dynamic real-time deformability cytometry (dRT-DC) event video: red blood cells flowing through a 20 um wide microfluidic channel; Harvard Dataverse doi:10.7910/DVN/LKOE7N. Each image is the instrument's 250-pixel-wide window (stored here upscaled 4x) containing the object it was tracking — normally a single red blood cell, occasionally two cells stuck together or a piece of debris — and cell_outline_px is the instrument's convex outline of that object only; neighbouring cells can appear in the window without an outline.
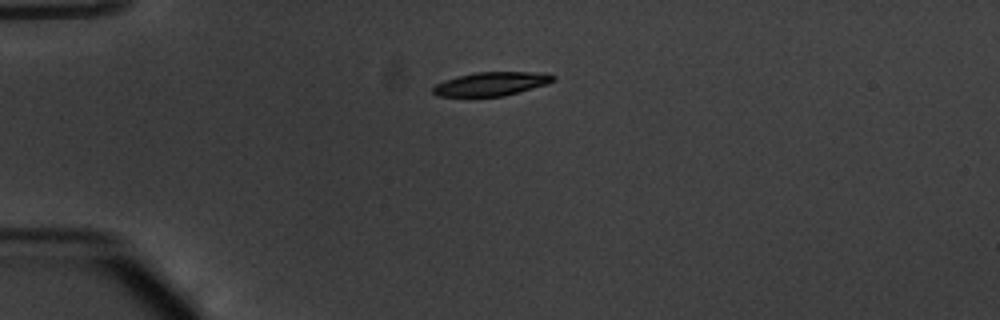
{"species": "common noctule bat (a hibernating species)", "species_latin": "Nyctalus noctula", "temperature_condition": "warm", "stored_images_in_passage": 41, "camera_frame_rate_fps": 3000, "um_per_image_px": 0.085, "animal": {"sex": "male", "body_mass_g": 20.1, "forearm_length_mm": 53.5}, "frame": {"image": 1, "passage_image": 1, "time_ms": 0.0, "image_size_px": [1000, 320], "cell_outline_px": [[556, 80], [548, 84], [504, 96], [436, 96], [432, 92], [432, 88], [436, 84], [444, 80], [456, 76], [476, 72], [540, 72], [556, 76]], "centroid_in_image_um": [41.77, 7.12], "position_along_channel_um": 43.2, "area_um2": 16.7}}
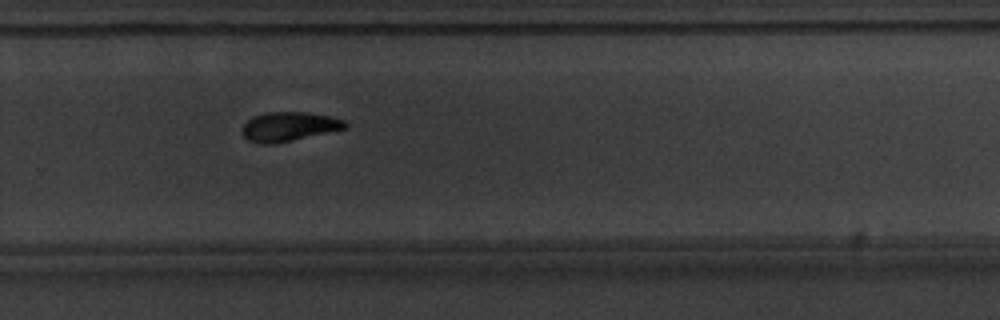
{"frame": {"image": 2, "passage_image": 24, "time_ms": 7.667, "image_size_px": [1000, 320], "cell_outline_px": [[348, 124], [344, 128], [272, 144], [264, 144], [248, 140], [244, 136], [244, 124], [248, 120], [256, 116], [268, 112], [304, 112], [332, 116], [344, 120]], "centroid_in_image_um": [24.56, 10.74], "position_along_channel_um": 305.2, "area_um2": 16.94}}
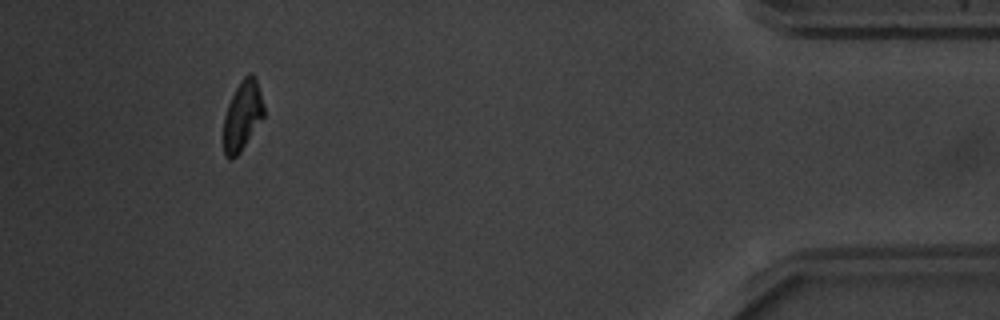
{"frame": {"image": 3, "passage_image": 37, "time_ms": 12.0, "image_size_px": [1000, 320], "cell_outline_px": [[264, 116], [240, 152], [236, 156], [228, 160], [224, 156], [224, 116], [228, 104], [240, 80], [248, 72], [252, 72], [256, 76], [264, 104]], "centroid_in_image_um": [20.62, 9.79], "position_along_channel_um": 414.6, "area_um2": 16.42}, "authors_computed_cell_mechanics": {"area_um2": 17.629, "velocity_mm_per_s": 3.8098, "shape_relaxation_time_tau1_ms": 2.5713, "shape_relaxation_time_tau2_ms": null, "deformation_change_tau1": 0.1496, "deformation_change_tau2": null}}